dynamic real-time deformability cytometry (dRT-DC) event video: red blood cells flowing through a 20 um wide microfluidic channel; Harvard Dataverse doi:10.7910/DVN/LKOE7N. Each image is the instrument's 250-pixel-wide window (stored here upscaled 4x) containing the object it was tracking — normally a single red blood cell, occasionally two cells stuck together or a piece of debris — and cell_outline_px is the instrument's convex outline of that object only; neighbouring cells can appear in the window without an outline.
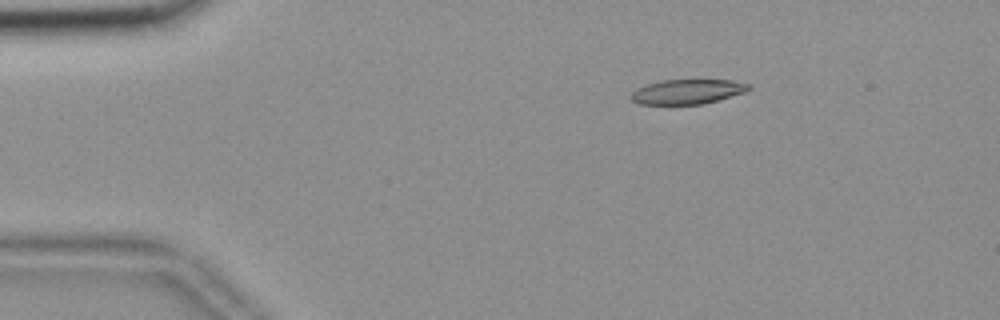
{"species": "common noctule bat (a hibernating species)", "species_latin": "Nyctalus noctula", "temperature_condition": "room temperature", "stored_images_in_passage": 55, "camera_frame_rate_fps": 3000, "um_per_image_px": 0.085, "animal": {"sex": "female", "body_mass_g": 18.4}, "frame": {"image": 1, "passage_image": 9, "time_ms": 2.667, "image_size_px": [1000, 320], "cell_outline_px": [[752, 88], [744, 92], [716, 100], [700, 104], [640, 104], [632, 100], [632, 92], [644, 84], [660, 80], [732, 80], [752, 84]], "centroid_in_image_um": [58.44, 7.77], "position_along_channel_um": 26.6, "area_um2": 16.82}}
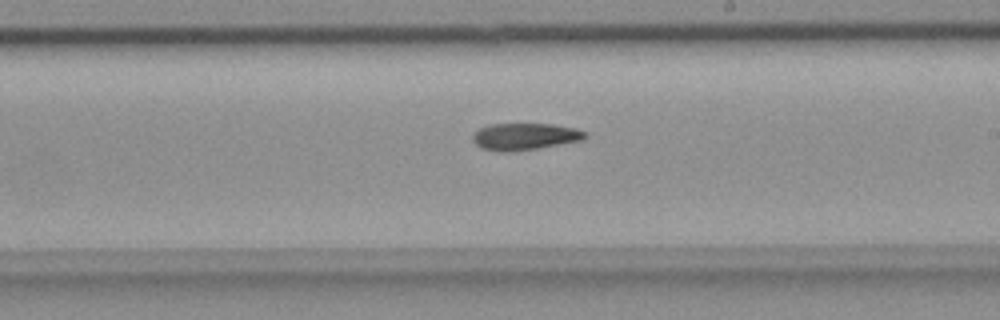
{"frame": {"image": 2, "passage_image": 32, "time_ms": 10.333, "image_size_px": [1000, 320], "cell_outline_px": [[588, 136], [580, 140], [536, 148], [512, 152], [500, 152], [480, 148], [472, 140], [472, 136], [480, 128], [488, 124], [552, 124], [576, 128], [588, 132]], "centroid_in_image_um": [44.59, 11.6], "position_along_channel_um": 244.4, "area_um2": 17.57}}
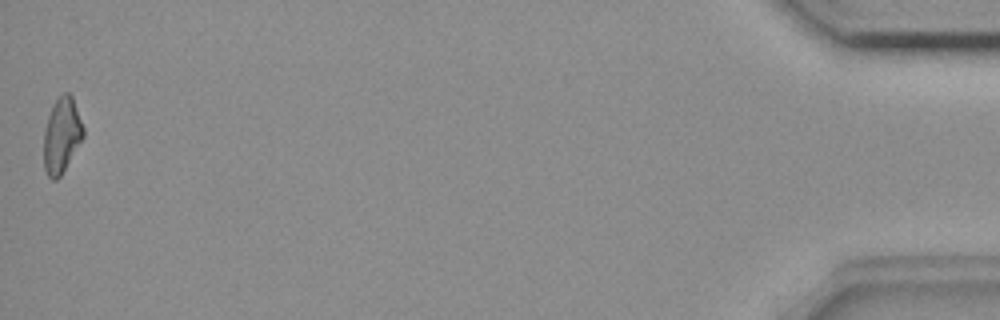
{"frame": {"image": 3, "passage_image": 55, "time_ms": 18.0, "image_size_px": [1000, 320], "cell_outline_px": [[84, 136], [60, 176], [56, 180], [52, 180], [48, 176], [44, 168], [44, 132], [48, 116], [52, 104], [64, 92], [68, 92], [72, 96], [84, 128]], "centroid_in_image_um": [5.24, 11.49], "position_along_channel_um": 430.0, "area_um2": 17.17}}